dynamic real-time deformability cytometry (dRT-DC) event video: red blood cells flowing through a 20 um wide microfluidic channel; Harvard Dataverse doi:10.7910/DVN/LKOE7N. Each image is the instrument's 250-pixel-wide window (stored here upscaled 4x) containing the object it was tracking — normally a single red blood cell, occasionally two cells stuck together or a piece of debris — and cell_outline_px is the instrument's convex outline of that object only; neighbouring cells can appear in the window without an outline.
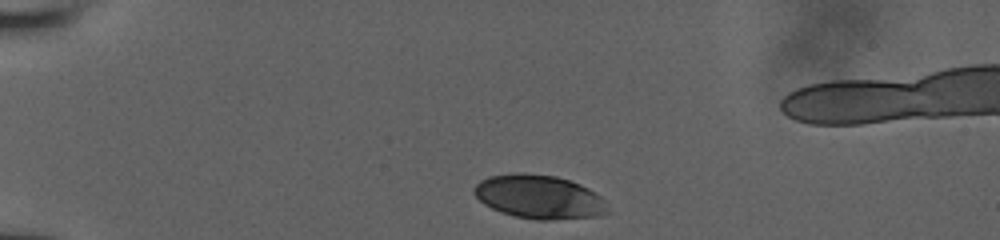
{"species": "human", "species_latin": "Homo sapiens", "temperature_condition": "room temperature", "stored_images_in_passage": 15, "camera_frame_rate_fps": 3000, "um_per_image_px": 0.085, "donor": {"sex": "male"}, "frame": {"image": 1, "passage_image": 1, "time_ms": 0.0, "image_size_px": [1000, 240], "cell_outline_px": [[608, 212], [596, 216], [552, 220], [536, 220], [516, 216], [500, 212], [484, 204], [472, 192], [472, 188], [480, 180], [488, 176], [520, 172], [556, 176], [580, 184], [596, 192], [604, 200]], "centroid_in_image_um": [45.79, 16.73], "position_along_channel_um": 39.2, "area_um2": 34.1}}
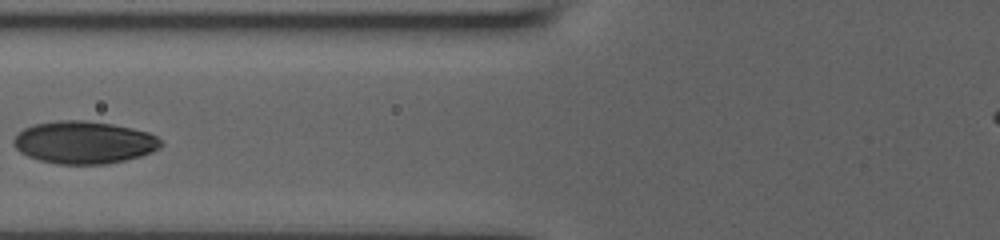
{"frame": {"image": 2, "passage_image": 9, "time_ms": 3.667, "image_size_px": [1000, 240], "cell_outline_px": [[164, 144], [160, 148], [152, 152], [140, 156], [124, 160], [104, 164], [56, 164], [40, 160], [28, 156], [20, 152], [12, 144], [12, 140], [24, 128], [32, 124], [60, 120], [84, 120], [112, 124], [132, 128], [148, 132], [156, 136]], "centroid_in_image_um": [7.13, 12.1], "position_along_channel_um": 118.7, "area_um2": 36.53}}
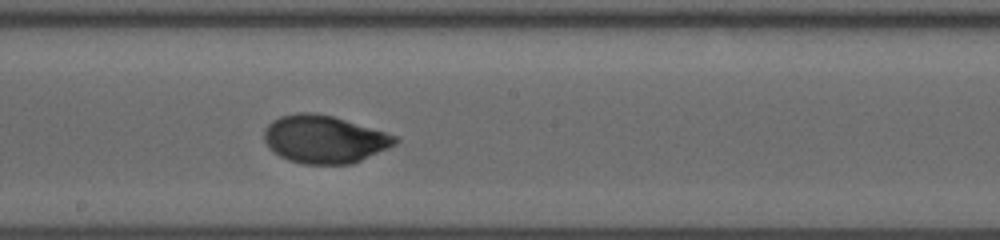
{"frame": {"image": 3, "passage_image": 15, "time_ms": 6.333, "image_size_px": [1000, 240], "cell_outline_px": [[400, 140], [396, 144], [388, 148], [352, 164], [304, 164], [288, 160], [280, 156], [268, 148], [264, 140], [264, 128], [272, 120], [280, 116], [300, 112], [308, 112], [332, 116], [400, 136]], "centroid_in_image_um": [27.57, 11.84], "position_along_channel_um": 220.6, "area_um2": 36.59}}